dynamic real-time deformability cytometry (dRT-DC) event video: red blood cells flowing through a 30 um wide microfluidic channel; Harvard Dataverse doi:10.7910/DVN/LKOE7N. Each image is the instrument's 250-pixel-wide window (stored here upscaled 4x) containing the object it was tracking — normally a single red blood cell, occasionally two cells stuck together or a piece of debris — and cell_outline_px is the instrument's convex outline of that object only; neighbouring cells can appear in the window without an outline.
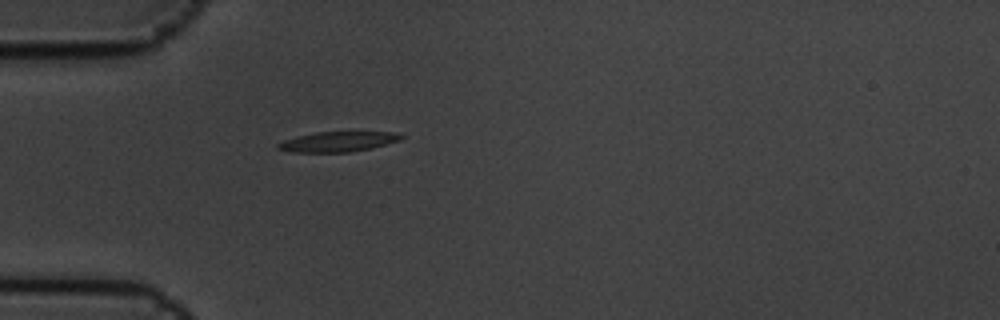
{"species": "common noctule bat (a hibernating species)", "species_latin": "Nyctalus noctula", "temperature_condition": "cold", "stored_images_in_passage": 5, "camera_frame_rate_fps": 3000, "um_per_image_px": 0.085, "animal": {"sex": "male", "body_mass_g": 19.5, "forearm_length_mm": 54.6}, "frame": {"image": 1, "passage_image": 5, "time_ms": 1.333, "image_size_px": [1000, 320], "cell_outline_px": [[404, 136], [400, 140], [372, 148], [348, 152], [292, 152], [276, 148], [276, 144], [284, 140], [296, 136], [316, 132], [392, 132]], "centroid_in_image_um": [28.68, 12.04], "position_along_channel_um": 56.3, "area_um2": 14.33}}